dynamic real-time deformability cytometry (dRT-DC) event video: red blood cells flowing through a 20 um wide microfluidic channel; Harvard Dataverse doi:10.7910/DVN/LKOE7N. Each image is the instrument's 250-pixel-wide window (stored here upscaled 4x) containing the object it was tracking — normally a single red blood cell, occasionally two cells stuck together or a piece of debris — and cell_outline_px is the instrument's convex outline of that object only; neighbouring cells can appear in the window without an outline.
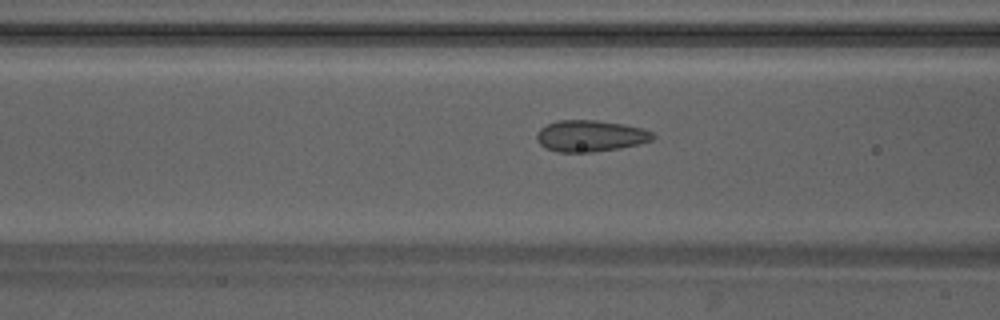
{"species": "Egyptian fruit bat (a non-hibernating species)", "species_latin": "Rousettus aegyptiacus", "temperature_condition": "warm", "stored_images_in_passage": 36, "camera_frame_rate_fps": 3000, "um_per_image_px": 0.085, "animal": {"sex": "male"}, "frame": {"image": 1, "passage_image": 16, "time_ms": 5.0, "image_size_px": [1000, 320], "cell_outline_px": [[656, 136], [652, 140], [620, 148], [592, 152], [560, 152], [548, 148], [540, 144], [536, 140], [536, 132], [540, 128], [548, 124], [560, 120], [596, 120], [624, 124], [644, 128], [652, 132]], "centroid_in_image_um": [50.19, 11.54], "position_along_channel_um": 116.4, "area_um2": 21.21}}
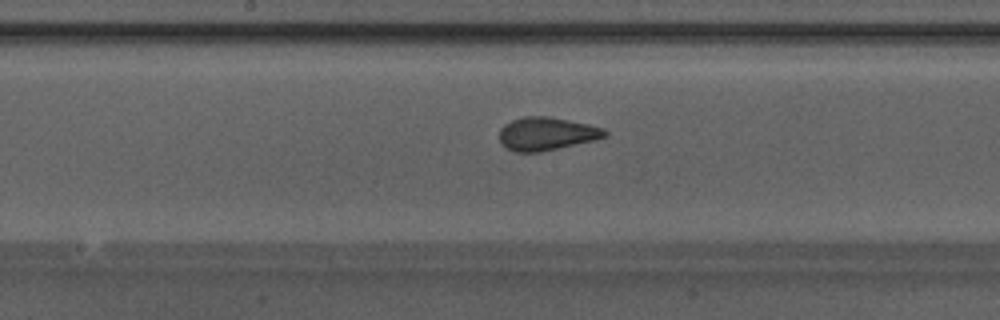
{"frame": {"image": 2, "passage_image": 22, "time_ms": 7.0, "image_size_px": [1000, 320], "cell_outline_px": [[608, 136], [596, 140], [540, 152], [516, 152], [500, 144], [500, 128], [504, 124], [512, 120], [524, 116], [548, 116], [588, 124], [604, 128], [608, 132]], "centroid_in_image_um": [46.47, 11.37], "position_along_channel_um": 201.7, "area_um2": 20.46}}
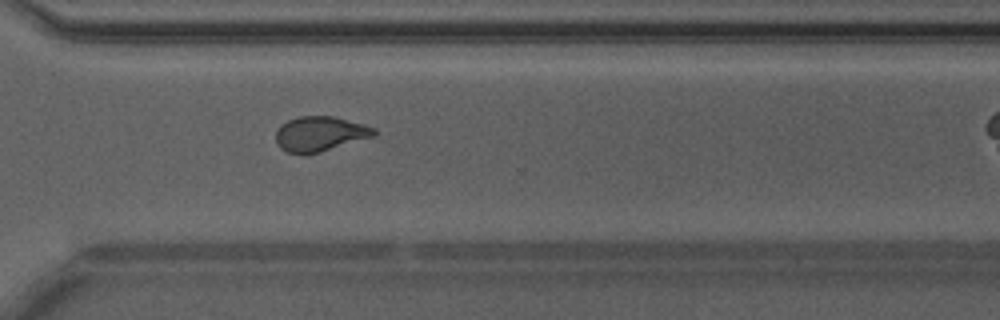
{"frame": {"image": 3, "passage_image": 32, "time_ms": 10.333, "image_size_px": [1000, 320], "cell_outline_px": [[376, 136], [320, 152], [288, 152], [280, 148], [276, 144], [276, 132], [280, 124], [288, 120], [300, 116], [332, 116], [364, 124], [376, 128]], "centroid_in_image_um": [27.22, 11.36], "position_along_channel_um": 343.4, "area_um2": 19.83}}